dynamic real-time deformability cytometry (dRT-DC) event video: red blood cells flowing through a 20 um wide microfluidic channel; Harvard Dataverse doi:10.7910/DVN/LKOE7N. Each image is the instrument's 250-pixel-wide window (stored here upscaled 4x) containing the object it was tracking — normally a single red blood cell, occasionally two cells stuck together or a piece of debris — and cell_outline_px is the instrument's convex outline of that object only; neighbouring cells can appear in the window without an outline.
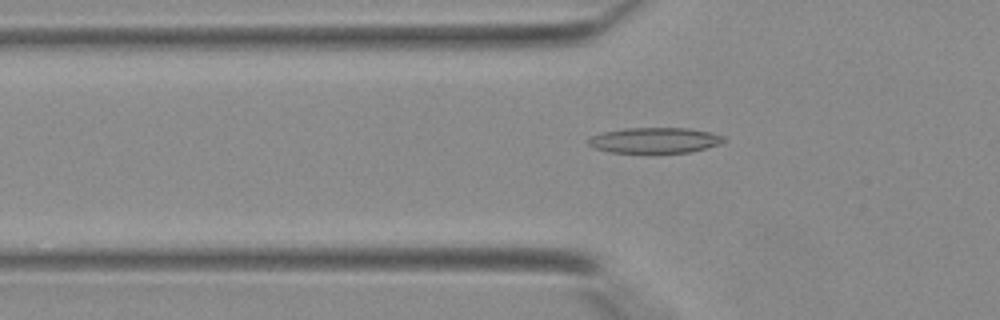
{"species": "Egyptian fruit bat (a non-hibernating species)", "species_latin": "Rousettus aegyptiacus", "temperature_condition": "warm", "stored_images_in_passage": 31, "camera_frame_rate_fps": 3000, "um_per_image_px": 0.085, "animal": {"sex": "female"}, "frame": {"image": 1, "passage_image": 4, "time_ms": 1.0, "image_size_px": [1000, 320], "cell_outline_px": [[724, 140], [720, 144], [688, 152], [612, 152], [592, 148], [588, 144], [588, 140], [592, 136], [604, 132], [624, 128], [688, 128], [708, 132], [724, 136]], "centroid_in_image_um": [55.62, 11.92], "position_along_channel_um": 70.2, "area_um2": 19.83}}
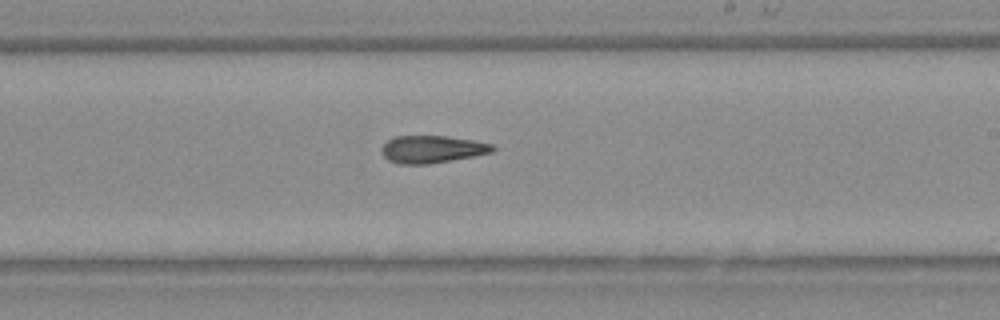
{"frame": {"image": 2, "passage_image": 15, "time_ms": 4.667, "image_size_px": [1000, 320], "cell_outline_px": [[496, 148], [492, 152], [472, 156], [428, 164], [396, 164], [388, 160], [380, 152], [380, 148], [388, 140], [396, 136], [448, 136], [472, 140], [492, 144]], "centroid_in_image_um": [36.68, 12.68], "position_along_channel_um": 252.3, "area_um2": 17.69}}
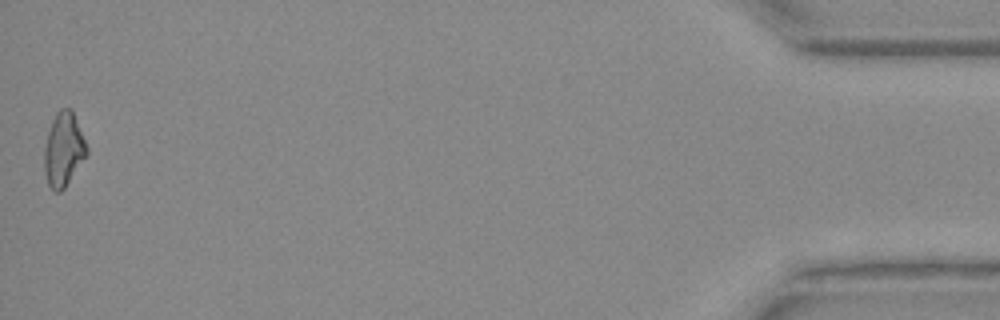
{"frame": {"image": 3, "passage_image": 31, "time_ms": 10.0, "image_size_px": [1000, 320], "cell_outline_px": [[88, 152], [64, 188], [60, 192], [56, 192], [48, 184], [44, 172], [44, 148], [48, 132], [52, 120], [56, 112], [60, 108], [72, 108], [88, 148]], "centroid_in_image_um": [5.39, 12.67], "position_along_channel_um": 429.8, "area_um2": 18.15}}